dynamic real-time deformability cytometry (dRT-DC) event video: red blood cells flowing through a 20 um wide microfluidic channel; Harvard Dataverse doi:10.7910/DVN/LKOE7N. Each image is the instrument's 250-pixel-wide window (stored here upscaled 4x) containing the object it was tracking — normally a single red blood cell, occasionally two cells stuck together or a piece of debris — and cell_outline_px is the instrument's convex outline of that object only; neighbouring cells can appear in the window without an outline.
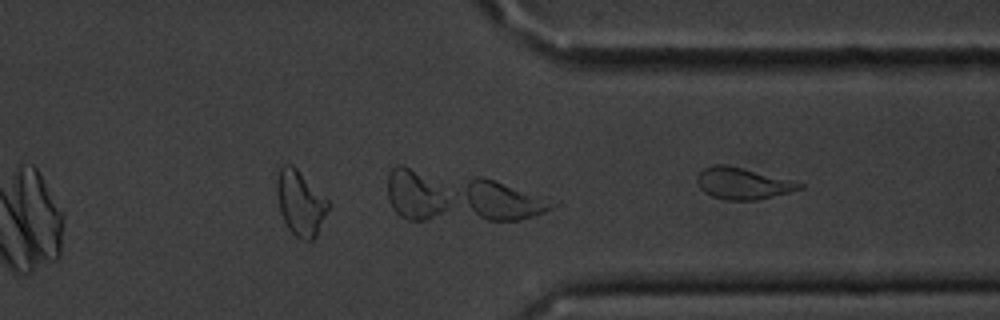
{"species": "common noctule bat (a hibernating species)", "species_latin": "Nyctalus noctula", "temperature_condition": "cold", "stored_images_in_passage": 28, "camera_frame_rate_fps": 3000, "um_per_image_px": 0.085, "animal": {"sex": "male", "body_mass_g": 20.1, "forearm_length_mm": 53.5}, "frame": {"image": 1, "passage_image": 28, "time_ms": 9.0, "image_size_px": [1000, 320], "cell_outline_px": [[804, 188], [756, 200], [728, 200], [712, 196], [704, 192], [700, 188], [696, 180], [696, 176], [704, 168], [716, 164], [724, 164], [804, 184]], "centroid_in_image_um": [63.07, 15.6], "position_along_channel_um": 348.3, "area_um2": 18.26}}